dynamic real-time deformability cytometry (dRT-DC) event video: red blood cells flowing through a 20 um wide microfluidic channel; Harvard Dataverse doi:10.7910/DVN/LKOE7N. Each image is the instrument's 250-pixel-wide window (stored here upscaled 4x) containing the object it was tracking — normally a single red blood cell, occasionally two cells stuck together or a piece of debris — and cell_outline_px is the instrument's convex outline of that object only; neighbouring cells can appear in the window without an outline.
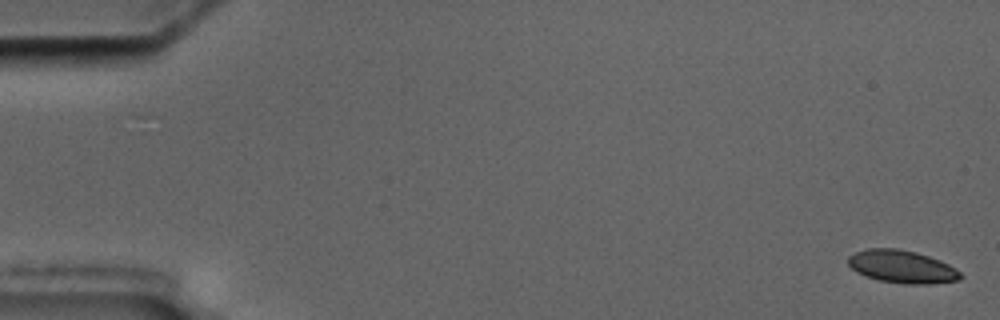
{"species": "common noctule bat (a hibernating species)", "species_latin": "Nyctalus noctula", "temperature_condition": "cold", "stored_images_in_passage": 5, "camera_frame_rate_fps": 3000, "um_per_image_px": 0.085, "animal": {"sex": "male", "body_mass_g": 17.5, "forearm_length_mm": 52.3}, "frame": {"image": 1, "passage_image": 1, "time_ms": 0.0, "image_size_px": [1000, 320], "cell_outline_px": [[964, 276], [960, 280], [928, 284], [904, 284], [880, 280], [864, 276], [856, 272], [848, 264], [848, 256], [856, 252], [868, 248], [896, 248], [916, 252], [940, 260], [956, 268]], "centroid_in_image_um": [76.68, 22.67], "position_along_channel_um": 8.3, "area_um2": 21.56}}
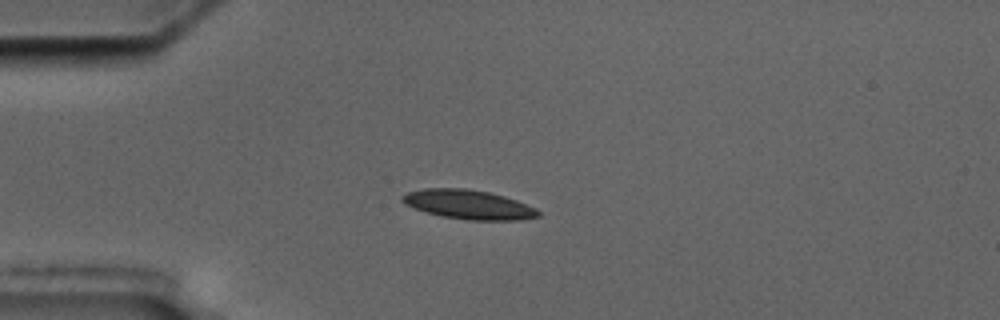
{"frame": {"image": 2, "passage_image": 5, "time_ms": 4.667, "image_size_px": [1000, 320], "cell_outline_px": [[540, 216], [520, 220], [468, 220], [444, 216], [428, 212], [404, 204], [400, 200], [400, 196], [408, 192], [424, 188], [464, 188], [488, 192], [504, 196], [516, 200], [536, 208], [540, 212]], "centroid_in_image_um": [39.83, 17.38], "position_along_channel_um": 45.2, "area_um2": 23.0}}